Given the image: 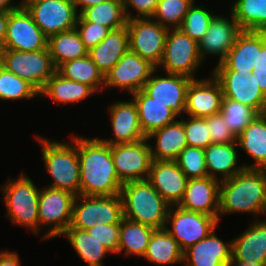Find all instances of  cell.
I'll use <instances>...</instances> for the list:
<instances>
[{
	"label": "cell",
	"instance_id": "1f68e13d",
	"mask_svg": "<svg viewBox=\"0 0 266 266\" xmlns=\"http://www.w3.org/2000/svg\"><path fill=\"white\" fill-rule=\"evenodd\" d=\"M156 265L183 263V251L166 228L155 229L143 257Z\"/></svg>",
	"mask_w": 266,
	"mask_h": 266
},
{
	"label": "cell",
	"instance_id": "6da1fadb",
	"mask_svg": "<svg viewBox=\"0 0 266 266\" xmlns=\"http://www.w3.org/2000/svg\"><path fill=\"white\" fill-rule=\"evenodd\" d=\"M80 163V195L114 196L120 194V182L111 155V145L99 137L75 135Z\"/></svg>",
	"mask_w": 266,
	"mask_h": 266
},
{
	"label": "cell",
	"instance_id": "7c38bea8",
	"mask_svg": "<svg viewBox=\"0 0 266 266\" xmlns=\"http://www.w3.org/2000/svg\"><path fill=\"white\" fill-rule=\"evenodd\" d=\"M148 142L144 138L135 143L111 145L114 167L122 184L148 179L153 161Z\"/></svg>",
	"mask_w": 266,
	"mask_h": 266
},
{
	"label": "cell",
	"instance_id": "3957f363",
	"mask_svg": "<svg viewBox=\"0 0 266 266\" xmlns=\"http://www.w3.org/2000/svg\"><path fill=\"white\" fill-rule=\"evenodd\" d=\"M124 218L153 229L167 225L169 205L146 180L127 182L120 189Z\"/></svg>",
	"mask_w": 266,
	"mask_h": 266
},
{
	"label": "cell",
	"instance_id": "30bf717a",
	"mask_svg": "<svg viewBox=\"0 0 266 266\" xmlns=\"http://www.w3.org/2000/svg\"><path fill=\"white\" fill-rule=\"evenodd\" d=\"M126 26L129 33V49L158 69L169 29L151 17L127 20Z\"/></svg>",
	"mask_w": 266,
	"mask_h": 266
},
{
	"label": "cell",
	"instance_id": "6125c7cd",
	"mask_svg": "<svg viewBox=\"0 0 266 266\" xmlns=\"http://www.w3.org/2000/svg\"><path fill=\"white\" fill-rule=\"evenodd\" d=\"M263 114H264V116L266 117V108H265V110H264Z\"/></svg>",
	"mask_w": 266,
	"mask_h": 266
},
{
	"label": "cell",
	"instance_id": "2e32d148",
	"mask_svg": "<svg viewBox=\"0 0 266 266\" xmlns=\"http://www.w3.org/2000/svg\"><path fill=\"white\" fill-rule=\"evenodd\" d=\"M156 71H153L142 90L154 101L170 108L176 116L185 113L186 93L192 78L172 73H165L164 77L154 76Z\"/></svg>",
	"mask_w": 266,
	"mask_h": 266
},
{
	"label": "cell",
	"instance_id": "d4e9b609",
	"mask_svg": "<svg viewBox=\"0 0 266 266\" xmlns=\"http://www.w3.org/2000/svg\"><path fill=\"white\" fill-rule=\"evenodd\" d=\"M146 138L148 141L156 138L155 149L150 145V151L152 159L157 161L176 160L179 153L188 146L181 120L151 132Z\"/></svg>",
	"mask_w": 266,
	"mask_h": 266
},
{
	"label": "cell",
	"instance_id": "44dd1931",
	"mask_svg": "<svg viewBox=\"0 0 266 266\" xmlns=\"http://www.w3.org/2000/svg\"><path fill=\"white\" fill-rule=\"evenodd\" d=\"M111 116V127L114 137L102 138L109 145L135 143L146 138L141 130L138 110L133 99L131 101H117L108 109Z\"/></svg>",
	"mask_w": 266,
	"mask_h": 266
},
{
	"label": "cell",
	"instance_id": "6f0895ef",
	"mask_svg": "<svg viewBox=\"0 0 266 266\" xmlns=\"http://www.w3.org/2000/svg\"><path fill=\"white\" fill-rule=\"evenodd\" d=\"M12 0H0V11L3 12H12L15 10H18L23 7V0L19 4H13L12 5Z\"/></svg>",
	"mask_w": 266,
	"mask_h": 266
},
{
	"label": "cell",
	"instance_id": "8d00e7d4",
	"mask_svg": "<svg viewBox=\"0 0 266 266\" xmlns=\"http://www.w3.org/2000/svg\"><path fill=\"white\" fill-rule=\"evenodd\" d=\"M230 12L244 31L266 30V0H235Z\"/></svg>",
	"mask_w": 266,
	"mask_h": 266
},
{
	"label": "cell",
	"instance_id": "91938a15",
	"mask_svg": "<svg viewBox=\"0 0 266 266\" xmlns=\"http://www.w3.org/2000/svg\"><path fill=\"white\" fill-rule=\"evenodd\" d=\"M262 32H263L265 39H266V30H263Z\"/></svg>",
	"mask_w": 266,
	"mask_h": 266
},
{
	"label": "cell",
	"instance_id": "e0dca14e",
	"mask_svg": "<svg viewBox=\"0 0 266 266\" xmlns=\"http://www.w3.org/2000/svg\"><path fill=\"white\" fill-rule=\"evenodd\" d=\"M229 14V18L215 15L206 34L198 43V52L203 62L205 57L210 54L219 56L217 65L222 63L233 47L238 35L242 32L232 13L230 12Z\"/></svg>",
	"mask_w": 266,
	"mask_h": 266
},
{
	"label": "cell",
	"instance_id": "74e56055",
	"mask_svg": "<svg viewBox=\"0 0 266 266\" xmlns=\"http://www.w3.org/2000/svg\"><path fill=\"white\" fill-rule=\"evenodd\" d=\"M39 91L28 81L8 71L1 60L0 100L33 99Z\"/></svg>",
	"mask_w": 266,
	"mask_h": 266
},
{
	"label": "cell",
	"instance_id": "e575fe53",
	"mask_svg": "<svg viewBox=\"0 0 266 266\" xmlns=\"http://www.w3.org/2000/svg\"><path fill=\"white\" fill-rule=\"evenodd\" d=\"M77 22H93L104 25L110 30L127 25L123 0H106L101 4L83 10Z\"/></svg>",
	"mask_w": 266,
	"mask_h": 266
},
{
	"label": "cell",
	"instance_id": "f546056e",
	"mask_svg": "<svg viewBox=\"0 0 266 266\" xmlns=\"http://www.w3.org/2000/svg\"><path fill=\"white\" fill-rule=\"evenodd\" d=\"M94 93L90 86L67 79L56 71L39 92V96L50 97L58 104H76Z\"/></svg>",
	"mask_w": 266,
	"mask_h": 266
},
{
	"label": "cell",
	"instance_id": "f35d334b",
	"mask_svg": "<svg viewBox=\"0 0 266 266\" xmlns=\"http://www.w3.org/2000/svg\"><path fill=\"white\" fill-rule=\"evenodd\" d=\"M220 112L226 125L236 138L258 115L253 108L224 97Z\"/></svg>",
	"mask_w": 266,
	"mask_h": 266
},
{
	"label": "cell",
	"instance_id": "c3c4849f",
	"mask_svg": "<svg viewBox=\"0 0 266 266\" xmlns=\"http://www.w3.org/2000/svg\"><path fill=\"white\" fill-rule=\"evenodd\" d=\"M212 143L228 144L237 142V138L226 125L221 112L205 118Z\"/></svg>",
	"mask_w": 266,
	"mask_h": 266
},
{
	"label": "cell",
	"instance_id": "7bdbcfd3",
	"mask_svg": "<svg viewBox=\"0 0 266 266\" xmlns=\"http://www.w3.org/2000/svg\"><path fill=\"white\" fill-rule=\"evenodd\" d=\"M175 161L188 179L208 176L205 152L202 148L186 146Z\"/></svg>",
	"mask_w": 266,
	"mask_h": 266
},
{
	"label": "cell",
	"instance_id": "7a4b0ae2",
	"mask_svg": "<svg viewBox=\"0 0 266 266\" xmlns=\"http://www.w3.org/2000/svg\"><path fill=\"white\" fill-rule=\"evenodd\" d=\"M240 212L266 215V169L244 168L220 181L218 221L223 215Z\"/></svg>",
	"mask_w": 266,
	"mask_h": 266
},
{
	"label": "cell",
	"instance_id": "816d5d0a",
	"mask_svg": "<svg viewBox=\"0 0 266 266\" xmlns=\"http://www.w3.org/2000/svg\"><path fill=\"white\" fill-rule=\"evenodd\" d=\"M20 258L14 251H0V266H21Z\"/></svg>",
	"mask_w": 266,
	"mask_h": 266
},
{
	"label": "cell",
	"instance_id": "f6af8a7d",
	"mask_svg": "<svg viewBox=\"0 0 266 266\" xmlns=\"http://www.w3.org/2000/svg\"><path fill=\"white\" fill-rule=\"evenodd\" d=\"M123 218V202L120 194L114 196H98L97 223H121Z\"/></svg>",
	"mask_w": 266,
	"mask_h": 266
},
{
	"label": "cell",
	"instance_id": "9c48e42d",
	"mask_svg": "<svg viewBox=\"0 0 266 266\" xmlns=\"http://www.w3.org/2000/svg\"><path fill=\"white\" fill-rule=\"evenodd\" d=\"M23 6L48 38L76 27L79 14L71 0H23Z\"/></svg>",
	"mask_w": 266,
	"mask_h": 266
},
{
	"label": "cell",
	"instance_id": "db71d44e",
	"mask_svg": "<svg viewBox=\"0 0 266 266\" xmlns=\"http://www.w3.org/2000/svg\"><path fill=\"white\" fill-rule=\"evenodd\" d=\"M76 8L78 14H80L83 10L96 6L97 4H101L106 0H71ZM80 7V8H79ZM79 9V10H78Z\"/></svg>",
	"mask_w": 266,
	"mask_h": 266
},
{
	"label": "cell",
	"instance_id": "680465c9",
	"mask_svg": "<svg viewBox=\"0 0 266 266\" xmlns=\"http://www.w3.org/2000/svg\"><path fill=\"white\" fill-rule=\"evenodd\" d=\"M2 51H3V48H2V44L0 43V59L2 58Z\"/></svg>",
	"mask_w": 266,
	"mask_h": 266
},
{
	"label": "cell",
	"instance_id": "7402d4cb",
	"mask_svg": "<svg viewBox=\"0 0 266 266\" xmlns=\"http://www.w3.org/2000/svg\"><path fill=\"white\" fill-rule=\"evenodd\" d=\"M214 232L183 252L184 266H224L232 256V241L225 242Z\"/></svg>",
	"mask_w": 266,
	"mask_h": 266
},
{
	"label": "cell",
	"instance_id": "d590c367",
	"mask_svg": "<svg viewBox=\"0 0 266 266\" xmlns=\"http://www.w3.org/2000/svg\"><path fill=\"white\" fill-rule=\"evenodd\" d=\"M57 71L67 79L90 86L95 92L104 88V75L88 55L63 63Z\"/></svg>",
	"mask_w": 266,
	"mask_h": 266
},
{
	"label": "cell",
	"instance_id": "60d3db41",
	"mask_svg": "<svg viewBox=\"0 0 266 266\" xmlns=\"http://www.w3.org/2000/svg\"><path fill=\"white\" fill-rule=\"evenodd\" d=\"M97 219L98 196H76L73 203L72 221L70 226L72 228L87 230L97 223Z\"/></svg>",
	"mask_w": 266,
	"mask_h": 266
},
{
	"label": "cell",
	"instance_id": "bcb514c9",
	"mask_svg": "<svg viewBox=\"0 0 266 266\" xmlns=\"http://www.w3.org/2000/svg\"><path fill=\"white\" fill-rule=\"evenodd\" d=\"M87 232L101 242L110 253L118 254L120 223H96L92 228L87 229Z\"/></svg>",
	"mask_w": 266,
	"mask_h": 266
},
{
	"label": "cell",
	"instance_id": "681fc988",
	"mask_svg": "<svg viewBox=\"0 0 266 266\" xmlns=\"http://www.w3.org/2000/svg\"><path fill=\"white\" fill-rule=\"evenodd\" d=\"M158 2L159 0H123L124 12L127 20L133 18L152 17L156 10ZM129 7H132L133 10H136V16H132L133 12L128 10Z\"/></svg>",
	"mask_w": 266,
	"mask_h": 266
},
{
	"label": "cell",
	"instance_id": "836d02e7",
	"mask_svg": "<svg viewBox=\"0 0 266 266\" xmlns=\"http://www.w3.org/2000/svg\"><path fill=\"white\" fill-rule=\"evenodd\" d=\"M154 231L149 226L123 218L120 223L118 253L124 251L125 256L144 257Z\"/></svg>",
	"mask_w": 266,
	"mask_h": 266
},
{
	"label": "cell",
	"instance_id": "ba28073f",
	"mask_svg": "<svg viewBox=\"0 0 266 266\" xmlns=\"http://www.w3.org/2000/svg\"><path fill=\"white\" fill-rule=\"evenodd\" d=\"M202 63L198 43L180 28L169 29L158 67L161 66L165 73L181 74L195 79L194 74Z\"/></svg>",
	"mask_w": 266,
	"mask_h": 266
},
{
	"label": "cell",
	"instance_id": "9a60e30c",
	"mask_svg": "<svg viewBox=\"0 0 266 266\" xmlns=\"http://www.w3.org/2000/svg\"><path fill=\"white\" fill-rule=\"evenodd\" d=\"M220 83L224 98L240 102L263 114L266 96L260 90L253 73L235 70H212L211 73Z\"/></svg>",
	"mask_w": 266,
	"mask_h": 266
},
{
	"label": "cell",
	"instance_id": "d6a6232c",
	"mask_svg": "<svg viewBox=\"0 0 266 266\" xmlns=\"http://www.w3.org/2000/svg\"><path fill=\"white\" fill-rule=\"evenodd\" d=\"M63 235L67 237L76 254L88 266H104L102 261L110 251L87 230L69 226Z\"/></svg>",
	"mask_w": 266,
	"mask_h": 266
},
{
	"label": "cell",
	"instance_id": "4fadbf2b",
	"mask_svg": "<svg viewBox=\"0 0 266 266\" xmlns=\"http://www.w3.org/2000/svg\"><path fill=\"white\" fill-rule=\"evenodd\" d=\"M2 48L15 51H40L48 48V37L24 6L9 12L7 33Z\"/></svg>",
	"mask_w": 266,
	"mask_h": 266
},
{
	"label": "cell",
	"instance_id": "8992f818",
	"mask_svg": "<svg viewBox=\"0 0 266 266\" xmlns=\"http://www.w3.org/2000/svg\"><path fill=\"white\" fill-rule=\"evenodd\" d=\"M76 195L73 193L44 187L40 189L38 201L39 230L41 225L47 226L48 231L43 239L61 236L72 221L73 203Z\"/></svg>",
	"mask_w": 266,
	"mask_h": 266
},
{
	"label": "cell",
	"instance_id": "52a82bcc",
	"mask_svg": "<svg viewBox=\"0 0 266 266\" xmlns=\"http://www.w3.org/2000/svg\"><path fill=\"white\" fill-rule=\"evenodd\" d=\"M1 60L8 71L28 81L39 92L57 71L48 48L40 51L3 49Z\"/></svg>",
	"mask_w": 266,
	"mask_h": 266
},
{
	"label": "cell",
	"instance_id": "f1b7e54d",
	"mask_svg": "<svg viewBox=\"0 0 266 266\" xmlns=\"http://www.w3.org/2000/svg\"><path fill=\"white\" fill-rule=\"evenodd\" d=\"M238 147L253 159L252 164H243L245 169H266V117L258 114L237 137Z\"/></svg>",
	"mask_w": 266,
	"mask_h": 266
},
{
	"label": "cell",
	"instance_id": "ee69618b",
	"mask_svg": "<svg viewBox=\"0 0 266 266\" xmlns=\"http://www.w3.org/2000/svg\"><path fill=\"white\" fill-rule=\"evenodd\" d=\"M186 134L187 145L205 149L211 143L209 128L205 118L189 116L188 119L181 117Z\"/></svg>",
	"mask_w": 266,
	"mask_h": 266
},
{
	"label": "cell",
	"instance_id": "d6986e66",
	"mask_svg": "<svg viewBox=\"0 0 266 266\" xmlns=\"http://www.w3.org/2000/svg\"><path fill=\"white\" fill-rule=\"evenodd\" d=\"M147 180L161 197L173 206L182 200L189 179L175 160H153Z\"/></svg>",
	"mask_w": 266,
	"mask_h": 266
},
{
	"label": "cell",
	"instance_id": "277c9868",
	"mask_svg": "<svg viewBox=\"0 0 266 266\" xmlns=\"http://www.w3.org/2000/svg\"><path fill=\"white\" fill-rule=\"evenodd\" d=\"M35 138L41 145L45 169L53 179L47 187L80 195V163L75 136L72 138V144L51 141L40 136Z\"/></svg>",
	"mask_w": 266,
	"mask_h": 266
},
{
	"label": "cell",
	"instance_id": "4316f807",
	"mask_svg": "<svg viewBox=\"0 0 266 266\" xmlns=\"http://www.w3.org/2000/svg\"><path fill=\"white\" fill-rule=\"evenodd\" d=\"M257 57V31H244L238 35L225 60L213 70H235L252 73Z\"/></svg>",
	"mask_w": 266,
	"mask_h": 266
},
{
	"label": "cell",
	"instance_id": "83f0119b",
	"mask_svg": "<svg viewBox=\"0 0 266 266\" xmlns=\"http://www.w3.org/2000/svg\"><path fill=\"white\" fill-rule=\"evenodd\" d=\"M131 95L138 110L141 130L145 136L177 120V116L170 108L154 101L143 90Z\"/></svg>",
	"mask_w": 266,
	"mask_h": 266
},
{
	"label": "cell",
	"instance_id": "ffe728a7",
	"mask_svg": "<svg viewBox=\"0 0 266 266\" xmlns=\"http://www.w3.org/2000/svg\"><path fill=\"white\" fill-rule=\"evenodd\" d=\"M220 180L212 177L189 179L184 196L177 206L214 216L219 215Z\"/></svg>",
	"mask_w": 266,
	"mask_h": 266
},
{
	"label": "cell",
	"instance_id": "f907efd6",
	"mask_svg": "<svg viewBox=\"0 0 266 266\" xmlns=\"http://www.w3.org/2000/svg\"><path fill=\"white\" fill-rule=\"evenodd\" d=\"M266 67V39L263 32L257 31V57L254 69Z\"/></svg>",
	"mask_w": 266,
	"mask_h": 266
},
{
	"label": "cell",
	"instance_id": "5bb4252c",
	"mask_svg": "<svg viewBox=\"0 0 266 266\" xmlns=\"http://www.w3.org/2000/svg\"><path fill=\"white\" fill-rule=\"evenodd\" d=\"M156 67L130 49L104 76V88L127 90L130 95L144 88Z\"/></svg>",
	"mask_w": 266,
	"mask_h": 266
},
{
	"label": "cell",
	"instance_id": "94428289",
	"mask_svg": "<svg viewBox=\"0 0 266 266\" xmlns=\"http://www.w3.org/2000/svg\"><path fill=\"white\" fill-rule=\"evenodd\" d=\"M0 76H1V59H0Z\"/></svg>",
	"mask_w": 266,
	"mask_h": 266
},
{
	"label": "cell",
	"instance_id": "7dc6e473",
	"mask_svg": "<svg viewBox=\"0 0 266 266\" xmlns=\"http://www.w3.org/2000/svg\"><path fill=\"white\" fill-rule=\"evenodd\" d=\"M75 28L88 50L97 46L111 31L108 27L93 22H77Z\"/></svg>",
	"mask_w": 266,
	"mask_h": 266
},
{
	"label": "cell",
	"instance_id": "b9f144b4",
	"mask_svg": "<svg viewBox=\"0 0 266 266\" xmlns=\"http://www.w3.org/2000/svg\"><path fill=\"white\" fill-rule=\"evenodd\" d=\"M210 10L203 9L197 4L193 5L187 11L180 29L190 38L199 43L206 34L211 20L215 16Z\"/></svg>",
	"mask_w": 266,
	"mask_h": 266
},
{
	"label": "cell",
	"instance_id": "cb8c5ba5",
	"mask_svg": "<svg viewBox=\"0 0 266 266\" xmlns=\"http://www.w3.org/2000/svg\"><path fill=\"white\" fill-rule=\"evenodd\" d=\"M232 241V256L246 262H266V219L254 221Z\"/></svg>",
	"mask_w": 266,
	"mask_h": 266
},
{
	"label": "cell",
	"instance_id": "ac0fdd59",
	"mask_svg": "<svg viewBox=\"0 0 266 266\" xmlns=\"http://www.w3.org/2000/svg\"><path fill=\"white\" fill-rule=\"evenodd\" d=\"M223 97L221 85L213 75L202 80L192 79L187 88L185 113L198 118L217 114Z\"/></svg>",
	"mask_w": 266,
	"mask_h": 266
},
{
	"label": "cell",
	"instance_id": "11a10c76",
	"mask_svg": "<svg viewBox=\"0 0 266 266\" xmlns=\"http://www.w3.org/2000/svg\"><path fill=\"white\" fill-rule=\"evenodd\" d=\"M9 20V12L0 11V43L5 40L7 33V24Z\"/></svg>",
	"mask_w": 266,
	"mask_h": 266
},
{
	"label": "cell",
	"instance_id": "ab89813d",
	"mask_svg": "<svg viewBox=\"0 0 266 266\" xmlns=\"http://www.w3.org/2000/svg\"><path fill=\"white\" fill-rule=\"evenodd\" d=\"M195 0H159L151 18L168 29L180 28Z\"/></svg>",
	"mask_w": 266,
	"mask_h": 266
},
{
	"label": "cell",
	"instance_id": "4dcf8cb0",
	"mask_svg": "<svg viewBox=\"0 0 266 266\" xmlns=\"http://www.w3.org/2000/svg\"><path fill=\"white\" fill-rule=\"evenodd\" d=\"M48 49L56 69L65 62L88 55V49L76 28L50 36Z\"/></svg>",
	"mask_w": 266,
	"mask_h": 266
},
{
	"label": "cell",
	"instance_id": "5b68a950",
	"mask_svg": "<svg viewBox=\"0 0 266 266\" xmlns=\"http://www.w3.org/2000/svg\"><path fill=\"white\" fill-rule=\"evenodd\" d=\"M21 174L16 180L8 179L2 185V193L7 209V217L15 225L32 230L37 235L39 231L38 201L40 189L27 174Z\"/></svg>",
	"mask_w": 266,
	"mask_h": 266
},
{
	"label": "cell",
	"instance_id": "9f6ffc18",
	"mask_svg": "<svg viewBox=\"0 0 266 266\" xmlns=\"http://www.w3.org/2000/svg\"><path fill=\"white\" fill-rule=\"evenodd\" d=\"M224 266H266V262H246L235 259L231 256Z\"/></svg>",
	"mask_w": 266,
	"mask_h": 266
},
{
	"label": "cell",
	"instance_id": "484cf974",
	"mask_svg": "<svg viewBox=\"0 0 266 266\" xmlns=\"http://www.w3.org/2000/svg\"><path fill=\"white\" fill-rule=\"evenodd\" d=\"M237 142L222 144L211 143L204 149L207 173L209 177L220 181L233 177L244 169L243 164L238 166ZM237 165V166H236ZM220 174L219 178L217 174Z\"/></svg>",
	"mask_w": 266,
	"mask_h": 266
},
{
	"label": "cell",
	"instance_id": "603a6c76",
	"mask_svg": "<svg viewBox=\"0 0 266 266\" xmlns=\"http://www.w3.org/2000/svg\"><path fill=\"white\" fill-rule=\"evenodd\" d=\"M129 50L127 26L111 30L95 47L88 50V56L105 76Z\"/></svg>",
	"mask_w": 266,
	"mask_h": 266
},
{
	"label": "cell",
	"instance_id": "f5cc1de1",
	"mask_svg": "<svg viewBox=\"0 0 266 266\" xmlns=\"http://www.w3.org/2000/svg\"><path fill=\"white\" fill-rule=\"evenodd\" d=\"M252 73L256 76V82L260 90L266 96V67H258Z\"/></svg>",
	"mask_w": 266,
	"mask_h": 266
},
{
	"label": "cell",
	"instance_id": "8fae6325",
	"mask_svg": "<svg viewBox=\"0 0 266 266\" xmlns=\"http://www.w3.org/2000/svg\"><path fill=\"white\" fill-rule=\"evenodd\" d=\"M166 222H170L172 227L170 229L166 225V230L183 252L207 237L219 223L214 216L188 211L177 205L170 206Z\"/></svg>",
	"mask_w": 266,
	"mask_h": 266
}]
</instances>
